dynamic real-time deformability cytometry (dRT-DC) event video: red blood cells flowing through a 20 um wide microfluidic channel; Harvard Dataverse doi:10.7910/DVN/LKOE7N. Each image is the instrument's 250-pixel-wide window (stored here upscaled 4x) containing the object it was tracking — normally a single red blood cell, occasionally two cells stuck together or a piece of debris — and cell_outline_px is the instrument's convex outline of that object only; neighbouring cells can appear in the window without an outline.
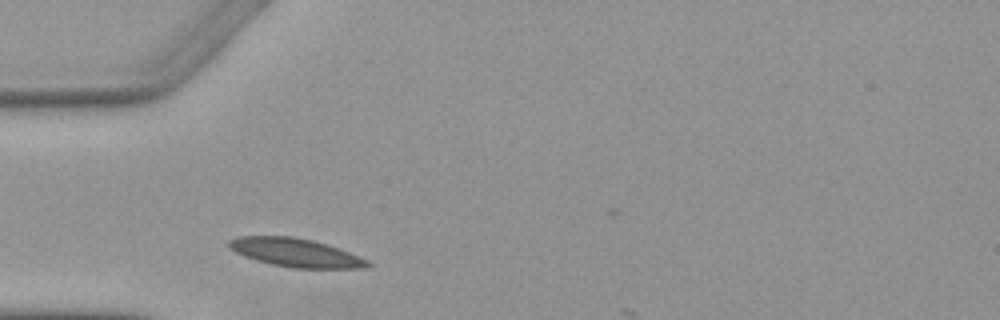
{"species": "Egyptian fruit bat (a non-hibernating species)", "species_latin": "Rousettus aegyptiacus", "temperature_condition": "warm", "stored_images_in_passage": 5, "camera_frame_rate_fps": 3000, "um_per_image_px": 0.085, "animal": {"sex": "female"}, "frame": {"image": 1, "passage_image": 1, "time_ms": 0.0, "image_size_px": [1000, 320], "cell_outline_px": [[372, 268], [292, 268], [272, 264], [256, 260], [244, 256], [228, 248], [228, 240], [240, 236], [292, 236], [312, 240], [348, 252], [368, 260], [372, 264]], "centroid_in_image_um": [25.11, 21.48], "position_along_channel_um": 59.9, "area_um2": 22.89}}
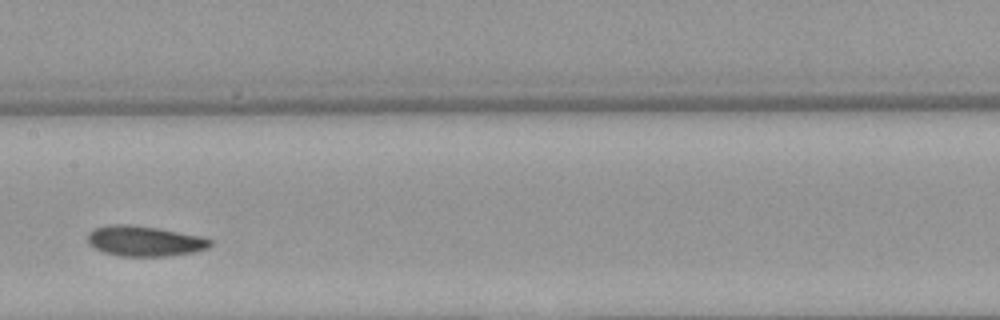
{"frame": {"image": 2, "passage_image": 4, "time_ms": 3.667, "image_size_px": [1000, 320], "cell_outline_px": [[212, 244], [208, 248], [192, 252], [168, 256], [120, 256], [104, 252], [88, 244], [88, 232], [96, 228], [112, 224], [128, 224], [156, 228], [200, 236], [212, 240]], "centroid_in_image_um": [12.27, 20.49], "position_along_channel_um": 195.1, "area_um2": 21.44}}
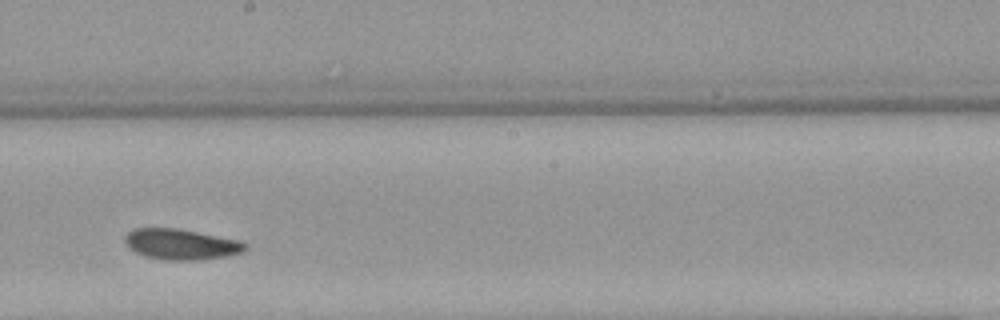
{"frame": {"image": 3, "passage_image": 5, "time_ms": 4.667, "image_size_px": [1000, 320], "cell_outline_px": [[248, 248], [240, 252], [228, 256], [200, 260], [168, 260], [144, 256], [128, 248], [124, 240], [124, 236], [132, 228], [180, 228], [244, 240], [248, 244]], "centroid_in_image_um": [15.43, 20.75], "position_along_channel_um": 232.8, "area_um2": 22.02}}